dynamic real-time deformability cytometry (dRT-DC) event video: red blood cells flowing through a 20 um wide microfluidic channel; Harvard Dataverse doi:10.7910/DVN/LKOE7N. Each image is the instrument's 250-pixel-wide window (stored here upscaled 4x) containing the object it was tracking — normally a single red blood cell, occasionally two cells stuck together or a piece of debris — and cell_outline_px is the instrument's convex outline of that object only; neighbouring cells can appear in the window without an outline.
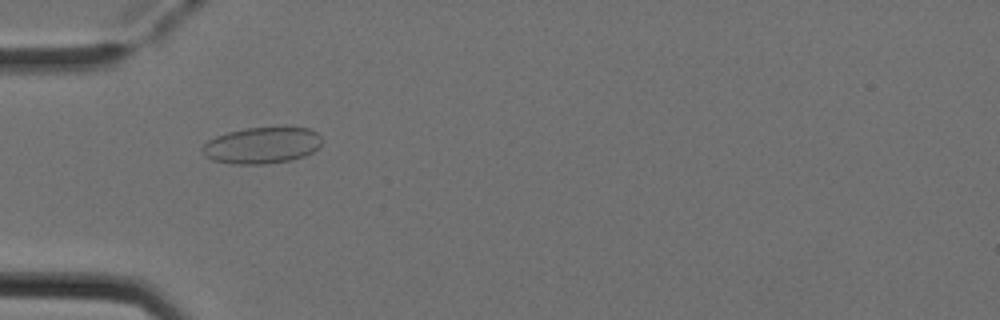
{"species": "Egyptian fruit bat (a non-hibernating species)", "species_latin": "Rousettus aegyptiacus", "temperature_condition": "cold", "stored_images_in_passage": 5, "camera_frame_rate_fps": 3000, "um_per_image_px": 0.085, "animal": {"sex": "female"}, "frame": {"image": 1, "passage_image": 2, "time_ms": 0.333, "image_size_px": [1000, 320], "cell_outline_px": [[320, 144], [312, 152], [304, 156], [292, 160], [264, 164], [236, 164], [212, 160], [204, 156], [200, 148], [208, 140], [216, 136], [228, 132], [244, 128], [284, 124], [308, 128], [316, 132], [320, 136]], "centroid_in_image_um": [22.26, 12.31], "position_along_channel_um": 62.7, "area_um2": 26.13}}
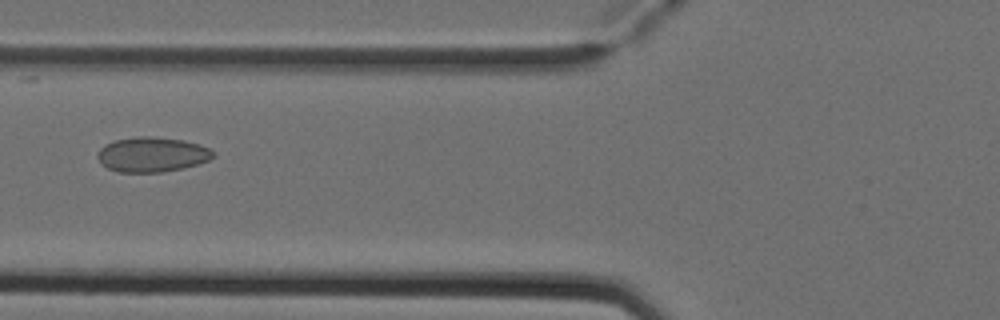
{"frame": {"image": 2, "passage_image": 3, "time_ms": 0.667, "image_size_px": [1000, 320], "cell_outline_px": [[216, 156], [208, 160], [184, 168], [160, 172], [120, 172], [108, 168], [100, 164], [96, 156], [96, 152], [104, 144], [116, 140], [140, 136], [148, 136], [184, 140], [200, 144], [208, 148]], "centroid_in_image_um": [12.88, 13.13], "position_along_channel_um": 112.9, "area_um2": 23.52}}